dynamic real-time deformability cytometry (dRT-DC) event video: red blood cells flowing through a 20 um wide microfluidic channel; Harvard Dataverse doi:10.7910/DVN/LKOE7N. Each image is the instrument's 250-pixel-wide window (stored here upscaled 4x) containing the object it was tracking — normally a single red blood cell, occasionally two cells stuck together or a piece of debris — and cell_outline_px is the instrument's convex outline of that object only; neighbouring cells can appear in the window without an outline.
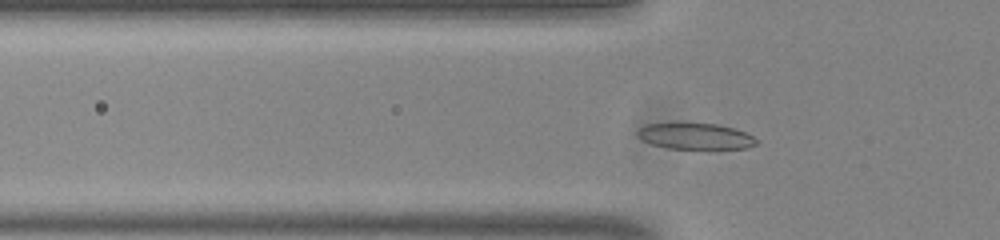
{"species": "common noctule bat (a hibernating species)", "species_latin": "Nyctalus noctula", "temperature_condition": "room temperature", "stored_images_in_passage": 50, "camera_frame_rate_fps": 3000, "um_per_image_px": 0.085, "animal": {"sex": "male", "body_mass_g": 20.0, "forearm_length_mm": 53.3}, "frame": {"image": 1, "passage_image": 12, "time_ms": 3.667, "image_size_px": [1000, 240], "cell_outline_px": [[760, 140], [756, 144], [748, 148], [668, 148], [652, 144], [636, 136], [636, 132], [644, 124], [676, 120], [720, 124], [736, 128]], "centroid_in_image_um": [59.06, 11.51], "position_along_channel_um": 66.7, "area_um2": 18.96}}
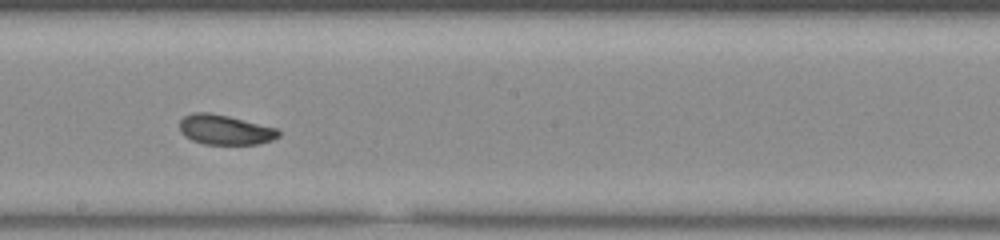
{"frame": {"image": 2, "passage_image": 25, "time_ms": 8.0, "image_size_px": [1000, 240], "cell_outline_px": [[280, 136], [272, 140], [260, 144], [204, 144], [192, 140], [184, 136], [180, 132], [180, 120], [184, 116], [192, 112], [208, 112], [228, 116], [276, 128], [280, 132]], "centroid_in_image_um": [19.1, 11.03], "position_along_channel_um": 229.1, "area_um2": 17.22}}
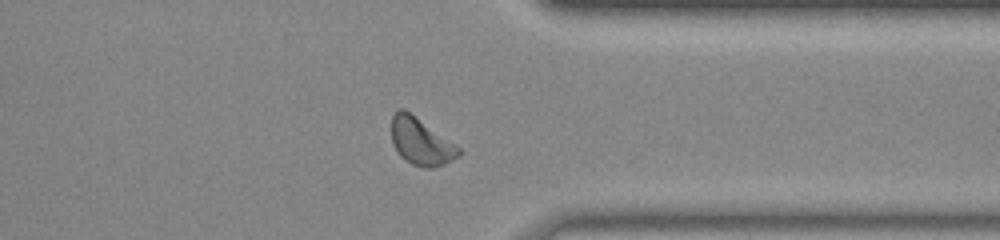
{"frame": {"image": 3, "passage_image": 37, "time_ms": 12.0, "image_size_px": [1000, 240], "cell_outline_px": [[460, 156], [444, 164], [432, 168], [420, 168], [412, 164], [400, 156], [392, 144], [392, 116], [396, 108], [404, 108], [460, 148]], "centroid_in_image_um": [35.74, 12.04], "position_along_channel_um": 375.7, "area_um2": 18.32}, "authors_computed_cell_mechanics": {"area_um2": 17.5134, "velocity_mm_per_s": 3.7605, "shape_relaxation_time_tau1_ms": 3.9696, "shape_relaxation_time_tau2_ms": 9.1207, "deformation_change_tau1": 0.1173, "deformation_change_tau2": 0.1415}}